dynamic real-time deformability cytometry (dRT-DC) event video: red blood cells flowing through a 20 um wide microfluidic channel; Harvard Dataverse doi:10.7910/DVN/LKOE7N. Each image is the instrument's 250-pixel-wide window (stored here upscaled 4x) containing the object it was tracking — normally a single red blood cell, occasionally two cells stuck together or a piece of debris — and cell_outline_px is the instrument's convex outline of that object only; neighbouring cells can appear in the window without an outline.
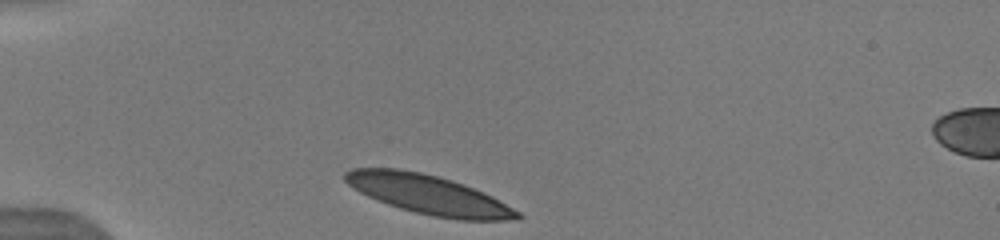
{"species": "human", "species_latin": "Homo sapiens", "temperature_condition": "warm", "stored_images_in_passage": 7, "camera_frame_rate_fps": 3000, "um_per_image_px": 0.085, "donor": {"sex": "male"}, "frame": {"image": 1, "passage_image": 1, "time_ms": 0.0, "image_size_px": [1000, 240], "cell_outline_px": [[524, 216], [504, 220], [460, 220], [432, 216], [400, 208], [388, 204], [368, 196], [360, 192], [348, 184], [344, 180], [344, 172], [352, 168], [396, 168], [420, 172], [452, 180], [492, 196], [520, 212]], "centroid_in_image_um": [36.4, 16.53], "position_along_channel_um": 48.6, "area_um2": 38.9}}